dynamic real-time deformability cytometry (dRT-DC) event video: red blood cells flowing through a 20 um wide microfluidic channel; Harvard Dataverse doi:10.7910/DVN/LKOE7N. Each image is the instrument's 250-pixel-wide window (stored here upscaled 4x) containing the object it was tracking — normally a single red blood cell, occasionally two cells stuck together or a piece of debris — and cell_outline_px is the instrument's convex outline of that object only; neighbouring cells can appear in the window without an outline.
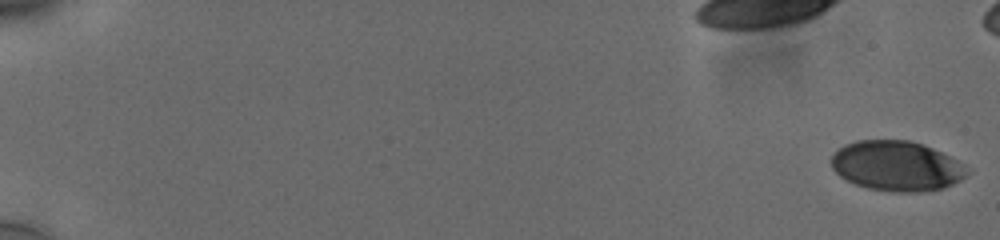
{"species": "human", "species_latin": "Homo sapiens", "temperature_condition": "cold", "stored_images_in_passage": 55, "camera_frame_rate_fps": 3000, "um_per_image_px": 0.085, "donor": {"sex": "male"}, "frame": {"image": 1, "passage_image": 1, "time_ms": 0.0, "image_size_px": [1000, 240], "cell_outline_px": [[968, 172], [960, 180], [944, 188], [920, 192], [892, 192], [868, 188], [856, 184], [840, 176], [832, 168], [832, 156], [840, 148], [856, 140], [908, 140], [932, 148], [964, 164]], "centroid_in_image_um": [76.21, 14.12], "position_along_channel_um": 8.8, "area_um2": 39.13}}
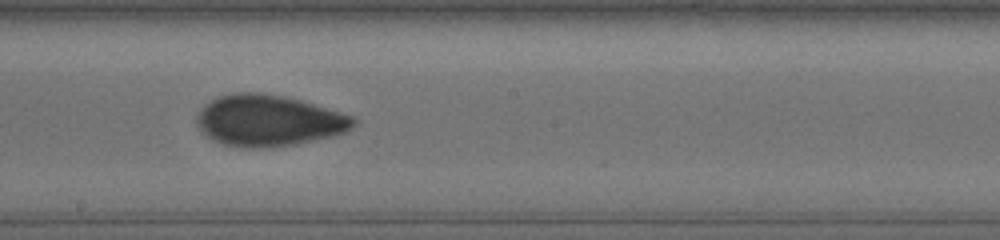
{"frame": {"image": 2, "passage_image": 35, "time_ms": 11.333, "image_size_px": [1000, 240], "cell_outline_px": [[356, 124], [348, 132], [332, 136], [296, 144], [272, 148], [240, 148], [224, 144], [212, 140], [196, 124], [196, 116], [200, 108], [204, 104], [220, 96], [236, 92], [260, 92], [300, 100], [352, 116], [356, 120]], "centroid_in_image_um": [22.82, 10.26], "position_along_channel_um": 225.4, "area_um2": 46.88}}
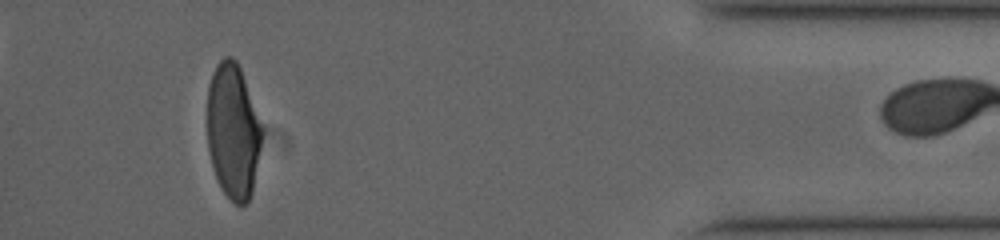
{"frame": {"image": 3, "passage_image": 54, "time_ms": 17.667, "image_size_px": [1000, 240], "cell_outline_px": [[260, 144], [252, 192], [248, 204], [236, 204], [224, 192], [216, 176], [212, 164], [208, 148], [208, 84], [212, 72], [216, 64], [224, 56], [232, 56], [236, 60], [240, 68], [260, 128]], "centroid_in_image_um": [19.76, 11.14], "position_along_channel_um": 415.4, "area_um2": 41.73}}